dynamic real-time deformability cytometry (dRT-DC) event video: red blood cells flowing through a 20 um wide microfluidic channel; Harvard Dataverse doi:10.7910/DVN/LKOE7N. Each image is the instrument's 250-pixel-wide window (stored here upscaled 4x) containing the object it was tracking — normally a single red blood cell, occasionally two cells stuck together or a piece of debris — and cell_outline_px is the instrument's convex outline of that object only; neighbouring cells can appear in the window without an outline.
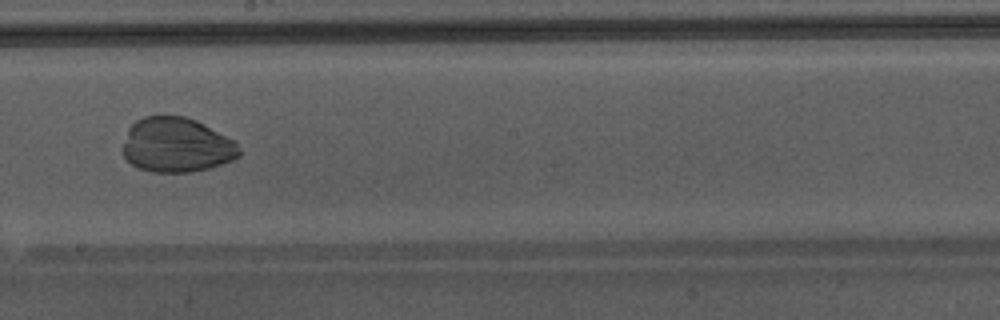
{"species": "Egyptian fruit bat (a non-hibernating species)", "species_latin": "Rousettus aegyptiacus", "temperature_condition": "warm", "stored_images_in_passage": 35, "camera_frame_rate_fps": 3000, "um_per_image_px": 0.085, "animal": {"sex": "male"}, "frame": {"image": 1, "passage_image": 16, "time_ms": 5.0, "image_size_px": [1000, 320], "cell_outline_px": [[240, 156], [232, 160], [208, 168], [192, 172], [152, 172], [140, 168], [132, 164], [124, 156], [124, 144], [128, 128], [136, 120], [144, 116], [184, 116], [196, 120], [204, 124], [232, 140], [236, 144], [240, 152]], "centroid_in_image_um": [14.99, 12.33], "position_along_channel_um": 233.2, "area_um2": 36.7}}